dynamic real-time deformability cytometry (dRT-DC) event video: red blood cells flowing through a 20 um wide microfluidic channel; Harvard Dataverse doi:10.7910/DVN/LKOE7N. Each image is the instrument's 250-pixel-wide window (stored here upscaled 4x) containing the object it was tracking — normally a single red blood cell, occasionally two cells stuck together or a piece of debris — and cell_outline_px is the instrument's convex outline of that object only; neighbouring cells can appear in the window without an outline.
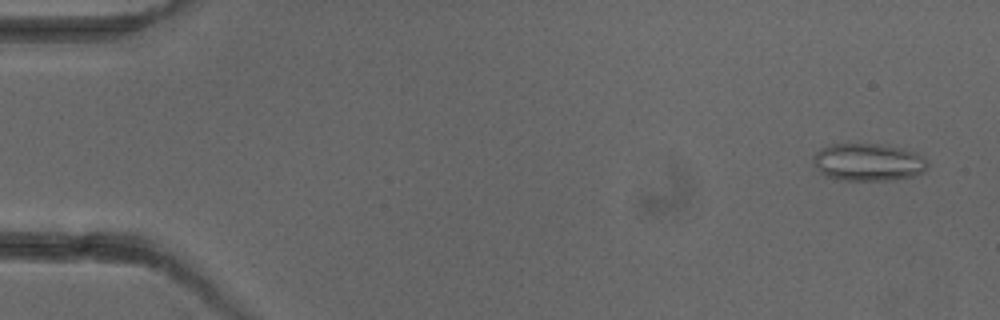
{"species": "common noctule bat (a hibernating species)", "species_latin": "Nyctalus noctula", "temperature_condition": "cold", "stored_images_in_passage": 4, "camera_frame_rate_fps": 3000, "um_per_image_px": 0.085, "animal": {"sex": "female"}, "frame": {"image": 1, "passage_image": 1, "time_ms": 0.0, "image_size_px": [1000, 320], "cell_outline_px": [[928, 164], [924, 172], [912, 176], [892, 180], [844, 180], [824, 176], [816, 168], [812, 160], [812, 156], [820, 148], [832, 144], [880, 144], [900, 148], [912, 152], [928, 160]], "centroid_in_image_um": [73.75, 13.79], "position_along_channel_um": 11.2, "area_um2": 24.97}}